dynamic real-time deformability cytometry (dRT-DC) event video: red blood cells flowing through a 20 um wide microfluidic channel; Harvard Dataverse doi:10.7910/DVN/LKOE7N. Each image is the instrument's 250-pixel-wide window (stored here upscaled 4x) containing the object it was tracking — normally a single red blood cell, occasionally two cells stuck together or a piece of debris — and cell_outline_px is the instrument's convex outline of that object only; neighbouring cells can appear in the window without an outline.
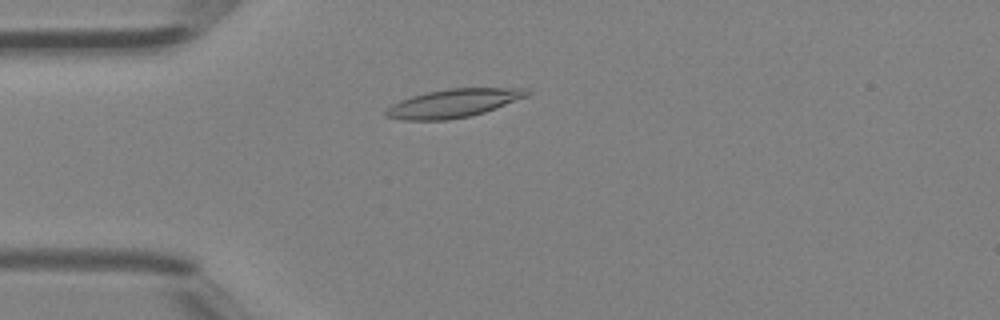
{"species": "Egyptian fruit bat (a non-hibernating species)", "species_latin": "Rousettus aegyptiacus", "temperature_condition": "room temperature", "stored_images_in_passage": 2, "camera_frame_rate_fps": 3000, "um_per_image_px": 0.085, "animal": {"sex": "female"}, "frame": {"image": 1, "passage_image": 2, "time_ms": 0.333, "image_size_px": [1000, 320], "cell_outline_px": [[532, 92], [528, 96], [496, 108], [484, 112], [468, 116], [448, 120], [400, 120], [384, 116], [384, 112], [392, 104], [400, 100], [412, 96], [428, 92], [448, 88], [528, 88]], "centroid_in_image_um": [38.54, 8.77], "position_along_channel_um": 46.5, "area_um2": 23.35}}